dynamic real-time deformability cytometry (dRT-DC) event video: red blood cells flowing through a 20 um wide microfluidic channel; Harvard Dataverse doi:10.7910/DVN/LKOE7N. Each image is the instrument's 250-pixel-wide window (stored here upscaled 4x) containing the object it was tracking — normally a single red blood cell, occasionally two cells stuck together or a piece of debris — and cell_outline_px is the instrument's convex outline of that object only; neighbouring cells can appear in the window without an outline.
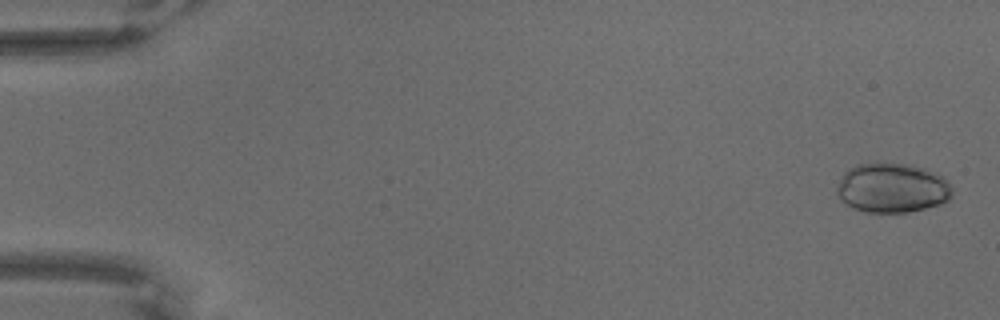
{"species": "common noctule bat (a hibernating species)", "species_latin": "Nyctalus noctula", "temperature_condition": "warm", "stored_images_in_passage": 67, "camera_frame_rate_fps": 3000, "um_per_image_px": 0.085, "animal": {"sex": "male", "body_mass_g": 18.8}, "frame": {"image": 1, "passage_image": 2, "time_ms": 0.333, "image_size_px": [1000, 320], "cell_outline_px": [[952, 196], [948, 200], [940, 204], [908, 212], [868, 212], [856, 208], [840, 200], [836, 192], [836, 188], [844, 172], [848, 168], [856, 164], [876, 160], [908, 164], [924, 168], [940, 176], [952, 188]], "centroid_in_image_um": [75.79, 15.93], "position_along_channel_um": 9.2, "area_um2": 33.58}}
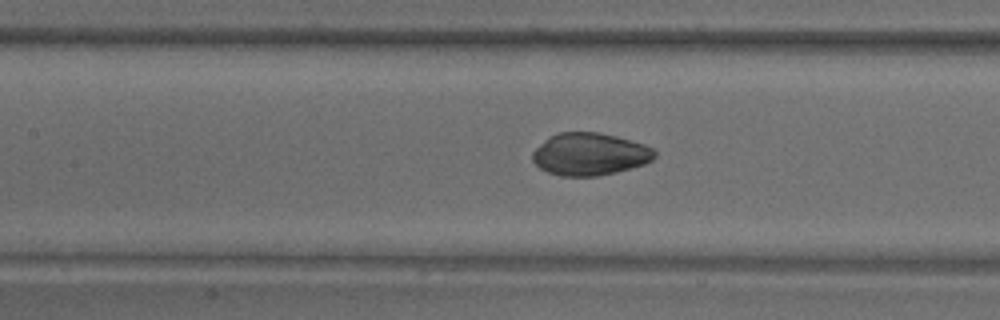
{"frame": {"image": 2, "passage_image": 31, "time_ms": 10.0, "image_size_px": [1000, 320], "cell_outline_px": [[656, 156], [652, 160], [644, 164], [616, 172], [596, 176], [560, 176], [548, 172], [540, 168], [532, 160], [532, 152], [548, 136], [560, 132], [596, 132], [616, 136], [644, 144], [652, 148], [656, 152]], "centroid_in_image_um": [50.11, 13.1], "position_along_channel_um": 157.3, "area_um2": 30.17}}
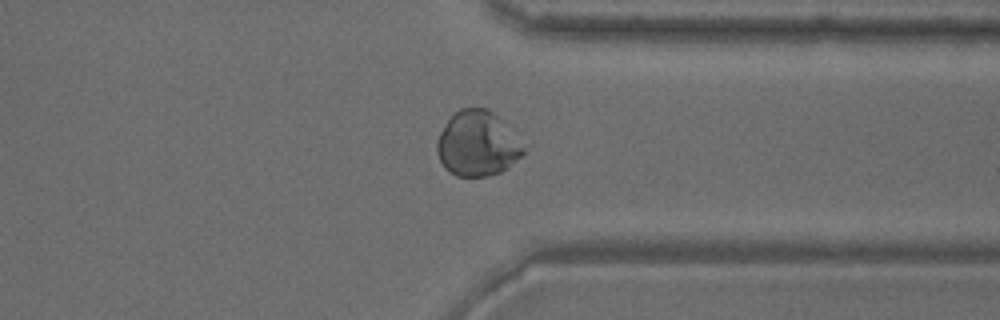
{"frame": {"image": 3, "passage_image": 52, "time_ms": 17.0, "image_size_px": [1000, 320], "cell_outline_px": [[532, 144], [520, 156], [500, 172], [488, 176], [456, 176], [440, 160], [436, 152], [436, 140], [440, 132], [448, 120], [460, 108], [488, 108]], "centroid_in_image_um": [40.68, 12.18], "position_along_channel_um": 370.7, "area_um2": 33.41}}